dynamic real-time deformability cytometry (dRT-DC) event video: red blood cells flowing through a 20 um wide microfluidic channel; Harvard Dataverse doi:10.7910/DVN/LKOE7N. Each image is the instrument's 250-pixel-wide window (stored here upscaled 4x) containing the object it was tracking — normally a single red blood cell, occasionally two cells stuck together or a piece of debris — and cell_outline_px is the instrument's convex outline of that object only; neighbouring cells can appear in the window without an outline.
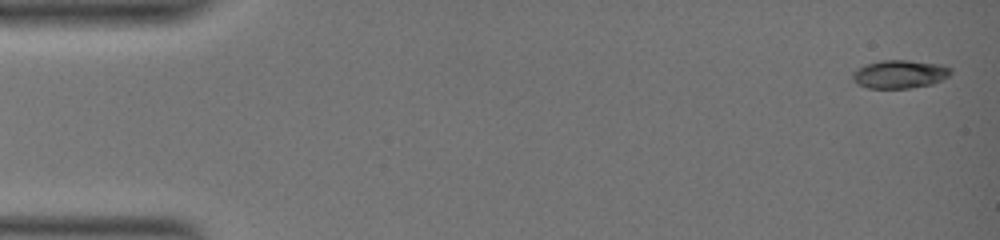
{"species": "common noctule bat (a hibernating species)", "species_latin": "Nyctalus noctula", "temperature_condition": "warm", "stored_images_in_passage": 2, "camera_frame_rate_fps": 3000, "um_per_image_px": 0.085, "animal": {"sex": "female", "body_mass_g": 19.0, "forearm_length_mm": 51.5}, "frame": {"image": 1, "passage_image": 1, "time_ms": 0.0, "image_size_px": [1000, 240], "cell_outline_px": [[952, 72], [948, 76], [932, 84], [912, 88], [868, 88], [856, 84], [852, 80], [852, 72], [856, 68], [864, 64], [880, 60], [908, 60], [940, 64], [952, 68]], "centroid_in_image_um": [76.43, 6.3], "position_along_channel_um": 8.6, "area_um2": 16.42}}